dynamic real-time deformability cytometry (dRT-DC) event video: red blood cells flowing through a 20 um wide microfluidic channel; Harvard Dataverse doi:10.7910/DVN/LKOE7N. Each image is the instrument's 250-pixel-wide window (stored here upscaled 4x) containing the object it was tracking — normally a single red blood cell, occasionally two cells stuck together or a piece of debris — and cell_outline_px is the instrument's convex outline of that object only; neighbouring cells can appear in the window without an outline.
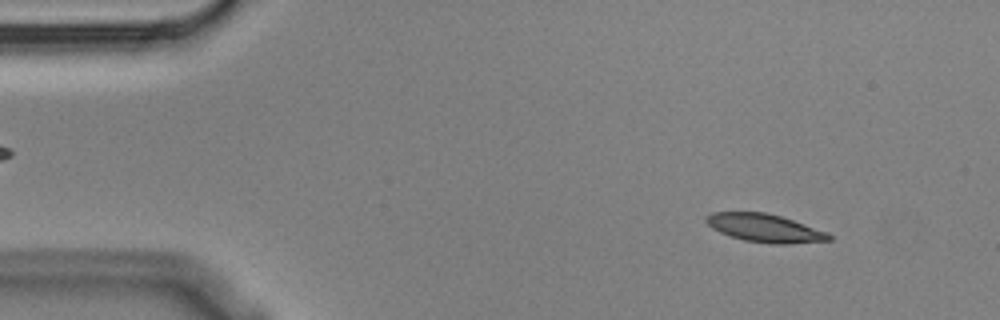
{"species": "Egyptian fruit bat (a non-hibernating species)", "species_latin": "Rousettus aegyptiacus", "temperature_condition": "cold", "stored_images_in_passage": 3, "camera_frame_rate_fps": 3000, "um_per_image_px": 0.085, "animal": {"sex": "male"}, "frame": {"image": 1, "passage_image": 1, "time_ms": 0.0, "image_size_px": [1000, 320], "cell_outline_px": [[832, 240], [788, 244], [772, 244], [744, 240], [720, 232], [712, 228], [704, 220], [712, 212], [764, 212], [780, 216], [828, 232], [832, 236]], "centroid_in_image_um": [65.03, 19.39], "position_along_channel_um": 20.0, "area_um2": 19.94}}